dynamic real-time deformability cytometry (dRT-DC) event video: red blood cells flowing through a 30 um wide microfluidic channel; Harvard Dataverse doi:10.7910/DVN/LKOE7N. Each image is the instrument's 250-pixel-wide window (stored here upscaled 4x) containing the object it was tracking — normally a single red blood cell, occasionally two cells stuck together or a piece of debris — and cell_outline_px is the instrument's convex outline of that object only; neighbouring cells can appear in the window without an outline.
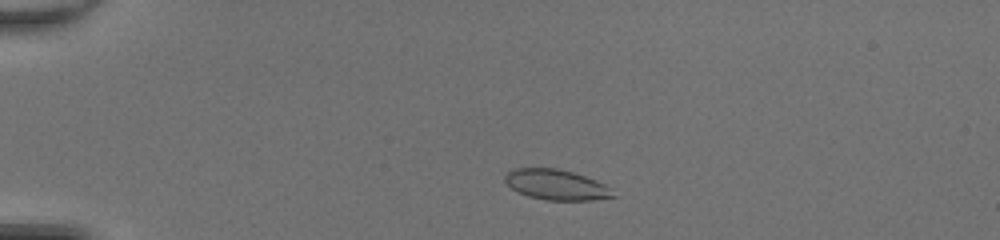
{"species": "common noctule bat (a hibernating species)", "species_latin": "Nyctalus noctula", "temperature_condition": "room temperature", "stored_images_in_passage": 43, "camera_frame_rate_fps": 3000, "um_per_image_px": 0.085, "animal": {"sex": "female", "body_mass_g": 20.0, "forearm_length_mm": 54.0}, "frame": {"image": 1, "passage_image": 6, "time_ms": 1.667, "image_size_px": [1000, 240], "cell_outline_px": [[616, 196], [592, 200], [544, 200], [528, 196], [512, 188], [504, 180], [504, 176], [508, 172], [516, 168], [556, 168], [572, 172], [596, 180], [604, 184]], "centroid_in_image_um": [47.26, 15.7], "position_along_channel_um": 37.7, "area_um2": 18.84}}
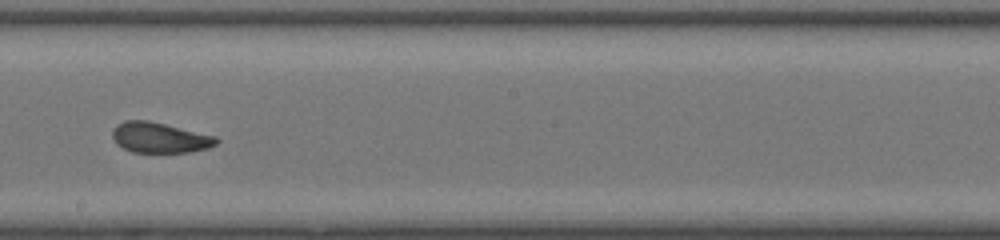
{"frame": {"image": 2, "passage_image": 24, "time_ms": 7.667, "image_size_px": [1000, 240], "cell_outline_px": [[220, 140], [216, 144], [208, 148], [188, 152], [132, 152], [116, 144], [112, 136], [112, 128], [116, 124], [124, 120], [148, 120], [216, 136]], "centroid_in_image_um": [13.55, 11.69], "position_along_channel_um": 234.7, "area_um2": 18.5}}
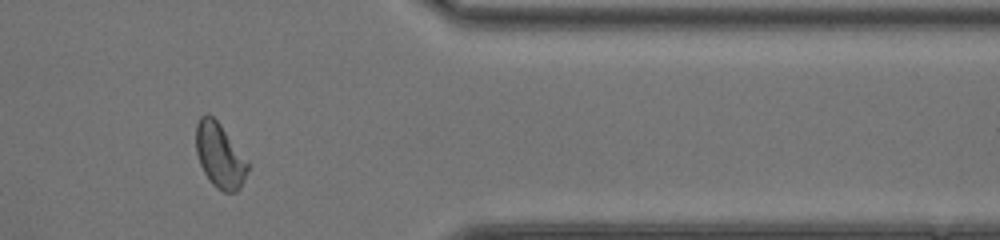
{"frame": {"image": 3, "passage_image": 36, "time_ms": 11.667, "image_size_px": [1000, 240], "cell_outline_px": [[248, 168], [244, 180], [240, 188], [236, 192], [224, 192], [216, 188], [212, 184], [204, 172], [200, 164], [196, 152], [196, 124], [200, 116], [204, 112], [208, 112], [220, 124], [248, 160]], "centroid_in_image_um": [18.67, 13.2], "position_along_channel_um": 392.7, "area_um2": 19.59}, "authors_computed_cell_mechanics": {"area_um2": 18.9584, "velocity_mm_per_s": 4.2839, "shape_relaxation_time_tau1_ms": null, "shape_relaxation_time_tau2_ms": 0.6961, "deformation_change_tau1": null, "deformation_change_tau2": 0.0595}}